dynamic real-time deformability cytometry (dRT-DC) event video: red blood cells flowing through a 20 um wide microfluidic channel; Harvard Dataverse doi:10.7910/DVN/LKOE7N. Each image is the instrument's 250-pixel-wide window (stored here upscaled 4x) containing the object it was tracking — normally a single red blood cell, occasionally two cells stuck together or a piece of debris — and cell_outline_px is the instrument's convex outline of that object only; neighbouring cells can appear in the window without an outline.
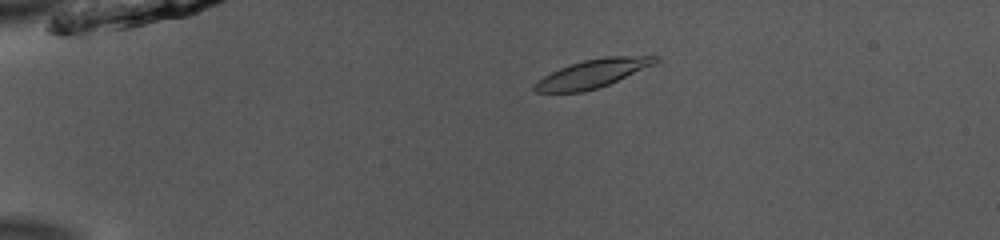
{"species": "common noctule bat (a hibernating species)", "species_latin": "Nyctalus noctula", "temperature_condition": "room temperature", "stored_images_in_passage": 45, "camera_frame_rate_fps": 3000, "um_per_image_px": 0.085, "animal": {"sex": "male", "body_mass_g": 13.0, "forearm_length_mm": 53.1}, "frame": {"image": 1, "passage_image": 4, "time_ms": 1.0, "image_size_px": [1000, 240], "cell_outline_px": [[660, 60], [652, 64], [608, 84], [584, 92], [536, 92], [532, 88], [532, 84], [544, 76], [560, 68], [584, 60], [604, 56], [660, 56]], "centroid_in_image_um": [50.31, 6.25], "position_along_channel_um": 34.7, "area_um2": 19.48}}
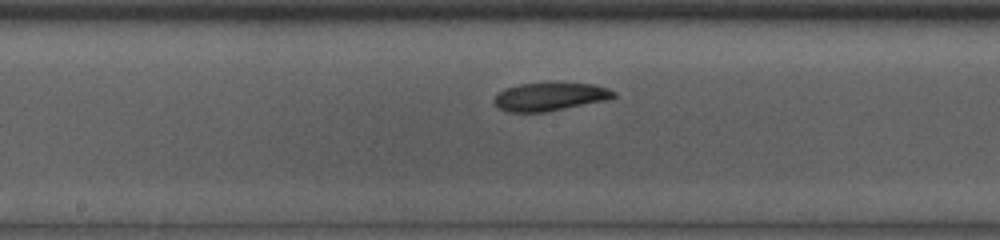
{"frame": {"image": 2, "passage_image": 21, "time_ms": 6.667, "image_size_px": [1000, 240], "cell_outline_px": [[616, 96], [608, 100], [544, 112], [508, 112], [496, 108], [492, 100], [504, 88], [520, 84], [592, 84], [608, 88], [616, 92]], "centroid_in_image_um": [46.71, 8.24], "position_along_channel_um": 201.5, "area_um2": 19.42}}
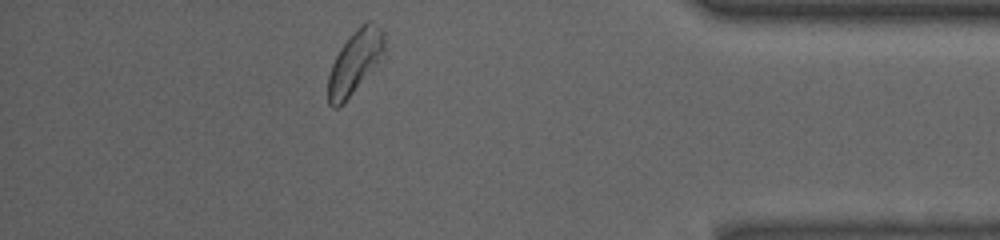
{"frame": {"image": 3, "passage_image": 39, "time_ms": 12.667, "image_size_px": [1000, 240], "cell_outline_px": [[384, 60], [344, 104], [336, 108], [332, 108], [328, 104], [328, 76], [332, 64], [340, 48], [352, 32], [368, 20], [380, 28], [384, 32]], "centroid_in_image_um": [30.2, 5.34], "position_along_channel_um": 405.0, "area_um2": 21.33}, "authors_computed_cell_mechanics": {"area_um2": 20.0566, "velocity_mm_per_s": 3.8853, "shape_relaxation_time_tau1_ms": 6.0981, "shape_relaxation_time_tau2_ms": 3.8334, "deformation_change_tau1": 0.1383, "deformation_change_tau2": 0.1117}}